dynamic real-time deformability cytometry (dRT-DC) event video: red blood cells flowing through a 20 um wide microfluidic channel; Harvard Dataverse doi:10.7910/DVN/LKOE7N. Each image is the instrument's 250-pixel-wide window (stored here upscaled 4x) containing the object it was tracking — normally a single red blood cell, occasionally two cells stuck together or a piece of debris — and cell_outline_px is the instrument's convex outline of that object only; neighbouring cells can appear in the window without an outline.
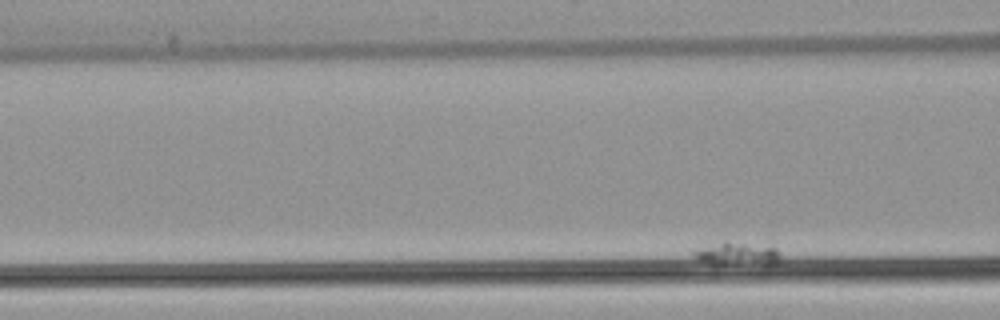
{"species": "common noctule bat (a hibernating species)", "species_latin": "Nyctalus noctula", "temperature_condition": "warm", "stored_images_in_passage": 95, "camera_frame_rate_fps": 3000, "um_per_image_px": 0.085, "animal": {"sex": "female", "body_mass_g": 22.7, "forearm_length_mm": 54.2}, "frame": {"image": 1, "passage_image": 14, "time_ms": 4.333, "image_size_px": [1000, 320], "cell_outline_px": [[780, 260], [776, 264], [712, 264], [696, 260], [692, 256], [692, 248], [724, 240], [776, 248], [780, 252]], "centroid_in_image_um": [62.54, 21.56], "position_along_channel_um": 104.1, "area_um2": 12.08}}
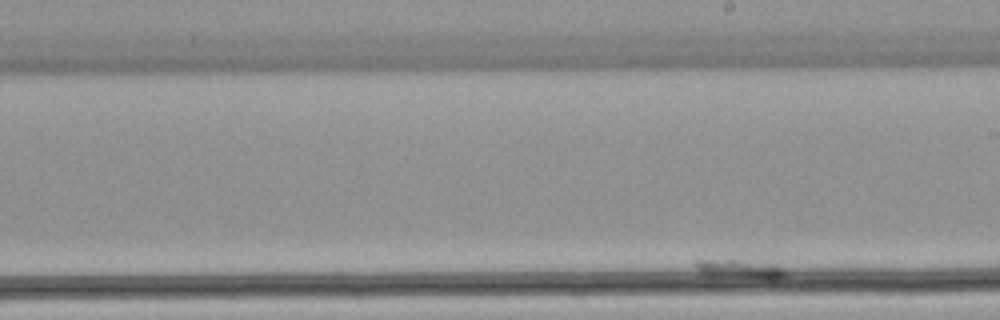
{"frame": {"image": 2, "passage_image": 55, "time_ms": 18.0, "image_size_px": [1000, 320], "cell_outline_px": [[788, 272], [784, 276], [776, 280], [712, 284], [696, 268], [696, 260], [736, 260], [776, 264]], "centroid_in_image_um": [62.79, 23.05], "position_along_channel_um": 226.2, "area_um2": 12.2}}
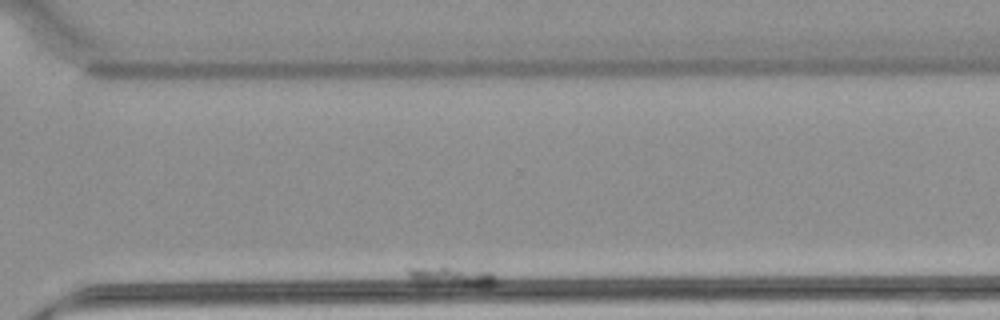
{"frame": {"image": 3, "passage_image": 95, "time_ms": 31.333, "image_size_px": [1000, 320], "cell_outline_px": [[496, 284], [488, 288], [424, 296], [408, 276], [404, 268], [444, 264], [492, 272], [496, 276]], "centroid_in_image_um": [38.18, 23.72], "position_along_channel_um": 332.4, "area_um2": 14.74}}